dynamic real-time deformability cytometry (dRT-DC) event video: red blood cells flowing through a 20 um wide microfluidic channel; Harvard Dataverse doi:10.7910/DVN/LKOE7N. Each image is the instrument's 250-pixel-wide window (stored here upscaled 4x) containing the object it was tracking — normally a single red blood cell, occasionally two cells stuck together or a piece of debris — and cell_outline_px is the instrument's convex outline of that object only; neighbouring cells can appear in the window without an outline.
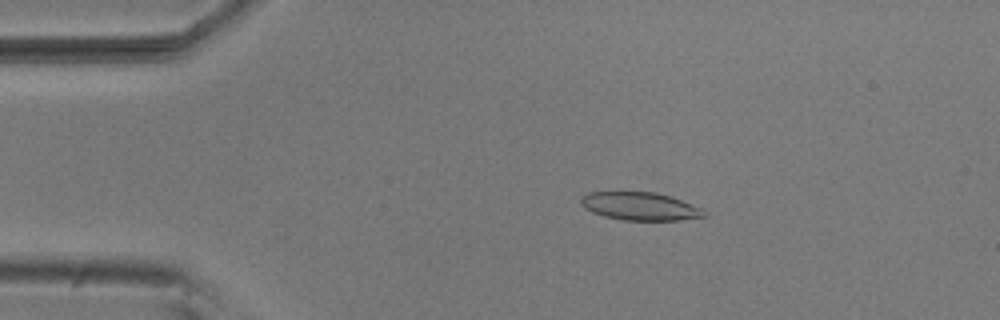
{"species": "common noctule bat (a hibernating species)", "species_latin": "Nyctalus noctula", "temperature_condition": "room temperature", "stored_images_in_passage": 5, "camera_frame_rate_fps": 3000, "um_per_image_px": 0.085, "animal": {"sex": "male", "body_mass_g": 20.5, "forearm_length_mm": 52.5}, "frame": {"image": 1, "passage_image": 3, "time_ms": 0.667, "image_size_px": [1000, 320], "cell_outline_px": [[708, 216], [680, 220], [620, 220], [604, 216], [592, 212], [584, 208], [580, 204], [580, 200], [588, 192], [656, 192], [672, 196], [704, 208], [708, 212]], "centroid_in_image_um": [54.47, 17.53], "position_along_channel_um": 30.5, "area_um2": 20.46}}
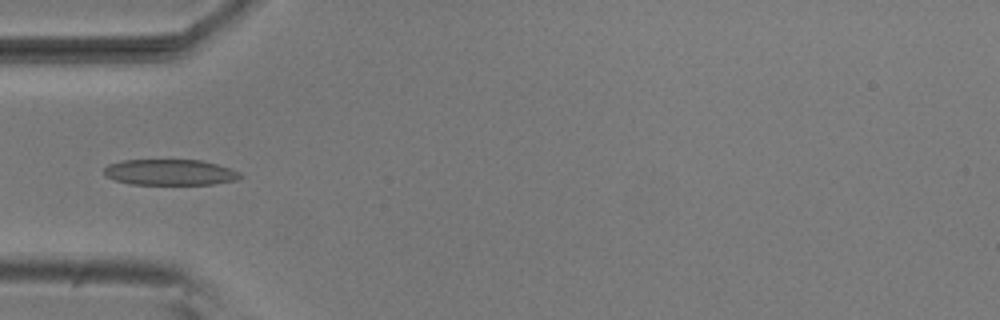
{"frame": {"image": 2, "passage_image": 5, "time_ms": 1.333, "image_size_px": [1000, 320], "cell_outline_px": [[244, 176], [236, 180], [212, 184], [132, 184], [116, 180], [104, 176], [104, 168], [108, 164], [120, 160], [200, 160], [216, 164], [240, 172]], "centroid_in_image_um": [14.43, 14.64], "position_along_channel_um": 70.6, "area_um2": 20.46}}